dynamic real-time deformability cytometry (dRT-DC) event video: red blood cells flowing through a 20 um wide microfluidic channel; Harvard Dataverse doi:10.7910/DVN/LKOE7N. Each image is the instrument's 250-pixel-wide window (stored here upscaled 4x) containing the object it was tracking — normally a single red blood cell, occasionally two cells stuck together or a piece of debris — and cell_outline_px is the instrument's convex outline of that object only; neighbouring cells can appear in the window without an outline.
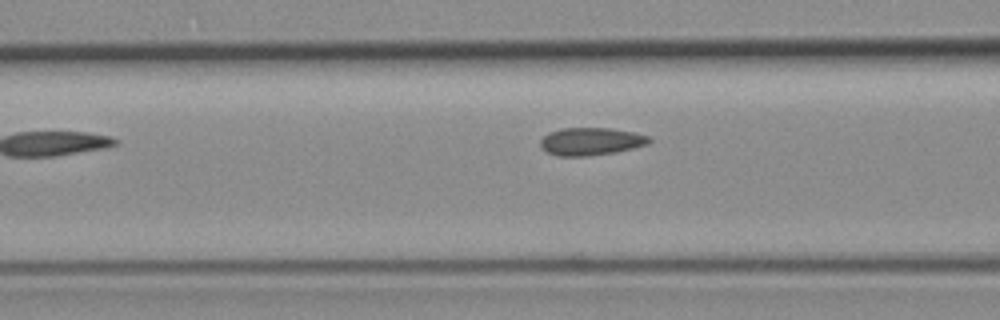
{"species": "common noctule bat (a hibernating species)", "species_latin": "Nyctalus noctula", "temperature_condition": "room temperature", "stored_images_in_passage": 8, "camera_frame_rate_fps": 3000, "um_per_image_px": 0.085, "animal": {"sex": "female", "body_mass_g": 19.3, "forearm_length_mm": 54.1}, "frame": {"image": 1, "passage_image": 6, "time_ms": 1.667, "image_size_px": [1000, 320], "cell_outline_px": [[652, 140], [648, 144], [616, 152], [588, 156], [556, 156], [540, 148], [540, 140], [548, 132], [560, 128], [612, 128], [636, 132], [648, 136]], "centroid_in_image_um": [50.21, 12.01], "position_along_channel_um": 116.4, "area_um2": 17.74}}